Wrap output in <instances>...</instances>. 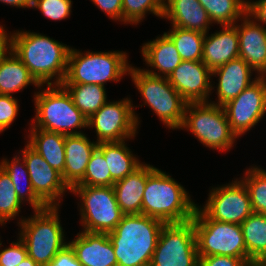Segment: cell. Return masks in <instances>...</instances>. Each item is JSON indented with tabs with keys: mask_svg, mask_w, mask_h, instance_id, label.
Segmentation results:
<instances>
[{
	"mask_svg": "<svg viewBox=\"0 0 266 266\" xmlns=\"http://www.w3.org/2000/svg\"><path fill=\"white\" fill-rule=\"evenodd\" d=\"M4 28L0 25V31L7 38L10 49L29 69L37 82L40 85H61L66 76L71 47L30 31H14L8 35Z\"/></svg>",
	"mask_w": 266,
	"mask_h": 266,
	"instance_id": "1",
	"label": "cell"
},
{
	"mask_svg": "<svg viewBox=\"0 0 266 266\" xmlns=\"http://www.w3.org/2000/svg\"><path fill=\"white\" fill-rule=\"evenodd\" d=\"M185 188L166 172L147 164L142 214L165 224L192 220L197 204Z\"/></svg>",
	"mask_w": 266,
	"mask_h": 266,
	"instance_id": "2",
	"label": "cell"
},
{
	"mask_svg": "<svg viewBox=\"0 0 266 266\" xmlns=\"http://www.w3.org/2000/svg\"><path fill=\"white\" fill-rule=\"evenodd\" d=\"M164 222L144 214L124 215L108 234L117 266H145L153 256Z\"/></svg>",
	"mask_w": 266,
	"mask_h": 266,
	"instance_id": "3",
	"label": "cell"
},
{
	"mask_svg": "<svg viewBox=\"0 0 266 266\" xmlns=\"http://www.w3.org/2000/svg\"><path fill=\"white\" fill-rule=\"evenodd\" d=\"M34 96L36 115L30 124L32 128L63 135L82 134L76 129L87 128L88 119L75 106L62 85H47L46 89L35 92Z\"/></svg>",
	"mask_w": 266,
	"mask_h": 266,
	"instance_id": "4",
	"label": "cell"
},
{
	"mask_svg": "<svg viewBox=\"0 0 266 266\" xmlns=\"http://www.w3.org/2000/svg\"><path fill=\"white\" fill-rule=\"evenodd\" d=\"M58 206L35 210L30 218L19 220V238L27 248L28 256L39 266H45L68 243L59 220Z\"/></svg>",
	"mask_w": 266,
	"mask_h": 266,
	"instance_id": "5",
	"label": "cell"
},
{
	"mask_svg": "<svg viewBox=\"0 0 266 266\" xmlns=\"http://www.w3.org/2000/svg\"><path fill=\"white\" fill-rule=\"evenodd\" d=\"M123 51L90 52L70 48L67 72L61 84H98L119 82L129 73L130 64Z\"/></svg>",
	"mask_w": 266,
	"mask_h": 266,
	"instance_id": "6",
	"label": "cell"
},
{
	"mask_svg": "<svg viewBox=\"0 0 266 266\" xmlns=\"http://www.w3.org/2000/svg\"><path fill=\"white\" fill-rule=\"evenodd\" d=\"M192 220L199 257L224 255L244 258L251 266H256L247 254L241 225L210 219L199 206Z\"/></svg>",
	"mask_w": 266,
	"mask_h": 266,
	"instance_id": "7",
	"label": "cell"
},
{
	"mask_svg": "<svg viewBox=\"0 0 266 266\" xmlns=\"http://www.w3.org/2000/svg\"><path fill=\"white\" fill-rule=\"evenodd\" d=\"M135 87L147 105L169 129H181L187 102L166 77L153 76L130 66L129 73Z\"/></svg>",
	"mask_w": 266,
	"mask_h": 266,
	"instance_id": "8",
	"label": "cell"
},
{
	"mask_svg": "<svg viewBox=\"0 0 266 266\" xmlns=\"http://www.w3.org/2000/svg\"><path fill=\"white\" fill-rule=\"evenodd\" d=\"M187 129L206 147L228 151L237 135L231 130L223 106L208 102L187 103L181 129Z\"/></svg>",
	"mask_w": 266,
	"mask_h": 266,
	"instance_id": "9",
	"label": "cell"
},
{
	"mask_svg": "<svg viewBox=\"0 0 266 266\" xmlns=\"http://www.w3.org/2000/svg\"><path fill=\"white\" fill-rule=\"evenodd\" d=\"M70 192L80 197L83 231L110 233L125 215L117 203L113 186H74Z\"/></svg>",
	"mask_w": 266,
	"mask_h": 266,
	"instance_id": "10",
	"label": "cell"
},
{
	"mask_svg": "<svg viewBox=\"0 0 266 266\" xmlns=\"http://www.w3.org/2000/svg\"><path fill=\"white\" fill-rule=\"evenodd\" d=\"M151 261L160 266H199L193 220L165 224Z\"/></svg>",
	"mask_w": 266,
	"mask_h": 266,
	"instance_id": "11",
	"label": "cell"
},
{
	"mask_svg": "<svg viewBox=\"0 0 266 266\" xmlns=\"http://www.w3.org/2000/svg\"><path fill=\"white\" fill-rule=\"evenodd\" d=\"M131 101L128 97L116 102L107 101L88 119L87 127L95 128L97 143L127 141L135 137L139 117Z\"/></svg>",
	"mask_w": 266,
	"mask_h": 266,
	"instance_id": "12",
	"label": "cell"
},
{
	"mask_svg": "<svg viewBox=\"0 0 266 266\" xmlns=\"http://www.w3.org/2000/svg\"><path fill=\"white\" fill-rule=\"evenodd\" d=\"M208 196L200 209L210 219L240 225L253 213L248 190L241 179L212 188Z\"/></svg>",
	"mask_w": 266,
	"mask_h": 266,
	"instance_id": "13",
	"label": "cell"
},
{
	"mask_svg": "<svg viewBox=\"0 0 266 266\" xmlns=\"http://www.w3.org/2000/svg\"><path fill=\"white\" fill-rule=\"evenodd\" d=\"M256 79L236 98L223 105L231 130L241 137L266 114V77Z\"/></svg>",
	"mask_w": 266,
	"mask_h": 266,
	"instance_id": "14",
	"label": "cell"
},
{
	"mask_svg": "<svg viewBox=\"0 0 266 266\" xmlns=\"http://www.w3.org/2000/svg\"><path fill=\"white\" fill-rule=\"evenodd\" d=\"M36 195L47 206H58L64 192L70 189L59 172L54 170L28 143L21 150Z\"/></svg>",
	"mask_w": 266,
	"mask_h": 266,
	"instance_id": "15",
	"label": "cell"
},
{
	"mask_svg": "<svg viewBox=\"0 0 266 266\" xmlns=\"http://www.w3.org/2000/svg\"><path fill=\"white\" fill-rule=\"evenodd\" d=\"M212 71L200 61L182 62L167 78L187 103L208 102L211 90Z\"/></svg>",
	"mask_w": 266,
	"mask_h": 266,
	"instance_id": "16",
	"label": "cell"
},
{
	"mask_svg": "<svg viewBox=\"0 0 266 266\" xmlns=\"http://www.w3.org/2000/svg\"><path fill=\"white\" fill-rule=\"evenodd\" d=\"M240 21L242 24H237L239 57L255 72L257 71V76H265L266 28L257 23L248 13H246Z\"/></svg>",
	"mask_w": 266,
	"mask_h": 266,
	"instance_id": "17",
	"label": "cell"
},
{
	"mask_svg": "<svg viewBox=\"0 0 266 266\" xmlns=\"http://www.w3.org/2000/svg\"><path fill=\"white\" fill-rule=\"evenodd\" d=\"M76 236L68 244L83 266H117L113 245L107 233L81 231Z\"/></svg>",
	"mask_w": 266,
	"mask_h": 266,
	"instance_id": "18",
	"label": "cell"
},
{
	"mask_svg": "<svg viewBox=\"0 0 266 266\" xmlns=\"http://www.w3.org/2000/svg\"><path fill=\"white\" fill-rule=\"evenodd\" d=\"M253 69L240 57L235 58L221 67L212 71L213 77L218 78L217 102L210 103L223 106L228 101L236 98L244 89H246L256 78L251 79Z\"/></svg>",
	"mask_w": 266,
	"mask_h": 266,
	"instance_id": "19",
	"label": "cell"
},
{
	"mask_svg": "<svg viewBox=\"0 0 266 266\" xmlns=\"http://www.w3.org/2000/svg\"><path fill=\"white\" fill-rule=\"evenodd\" d=\"M221 27V31L210 36L206 33L203 41L202 62L211 71L239 57L237 24Z\"/></svg>",
	"mask_w": 266,
	"mask_h": 266,
	"instance_id": "20",
	"label": "cell"
},
{
	"mask_svg": "<svg viewBox=\"0 0 266 266\" xmlns=\"http://www.w3.org/2000/svg\"><path fill=\"white\" fill-rule=\"evenodd\" d=\"M84 134L65 135V167L61 175L71 190L84 177L87 164L98 143L91 142Z\"/></svg>",
	"mask_w": 266,
	"mask_h": 266,
	"instance_id": "21",
	"label": "cell"
},
{
	"mask_svg": "<svg viewBox=\"0 0 266 266\" xmlns=\"http://www.w3.org/2000/svg\"><path fill=\"white\" fill-rule=\"evenodd\" d=\"M172 26L199 31L204 34L210 29L212 21L199 0H167L163 17Z\"/></svg>",
	"mask_w": 266,
	"mask_h": 266,
	"instance_id": "22",
	"label": "cell"
},
{
	"mask_svg": "<svg viewBox=\"0 0 266 266\" xmlns=\"http://www.w3.org/2000/svg\"><path fill=\"white\" fill-rule=\"evenodd\" d=\"M141 53L146 64L158 72L147 69L142 70L153 76L168 78L182 62L174 43L165 33L153 41L150 40V42L144 43Z\"/></svg>",
	"mask_w": 266,
	"mask_h": 266,
	"instance_id": "23",
	"label": "cell"
},
{
	"mask_svg": "<svg viewBox=\"0 0 266 266\" xmlns=\"http://www.w3.org/2000/svg\"><path fill=\"white\" fill-rule=\"evenodd\" d=\"M147 181V164L113 184L120 209L125 215L142 214V199Z\"/></svg>",
	"mask_w": 266,
	"mask_h": 266,
	"instance_id": "24",
	"label": "cell"
},
{
	"mask_svg": "<svg viewBox=\"0 0 266 266\" xmlns=\"http://www.w3.org/2000/svg\"><path fill=\"white\" fill-rule=\"evenodd\" d=\"M27 143L61 175L65 167V135L43 129L30 128Z\"/></svg>",
	"mask_w": 266,
	"mask_h": 266,
	"instance_id": "25",
	"label": "cell"
},
{
	"mask_svg": "<svg viewBox=\"0 0 266 266\" xmlns=\"http://www.w3.org/2000/svg\"><path fill=\"white\" fill-rule=\"evenodd\" d=\"M31 84L40 90L43 87L10 49L0 61V94L12 95Z\"/></svg>",
	"mask_w": 266,
	"mask_h": 266,
	"instance_id": "26",
	"label": "cell"
},
{
	"mask_svg": "<svg viewBox=\"0 0 266 266\" xmlns=\"http://www.w3.org/2000/svg\"><path fill=\"white\" fill-rule=\"evenodd\" d=\"M97 148L103 153L111 173V186L128 174L133 173L142 163L133 155L125 140L120 142H101Z\"/></svg>",
	"mask_w": 266,
	"mask_h": 266,
	"instance_id": "27",
	"label": "cell"
},
{
	"mask_svg": "<svg viewBox=\"0 0 266 266\" xmlns=\"http://www.w3.org/2000/svg\"><path fill=\"white\" fill-rule=\"evenodd\" d=\"M0 166L10 176L11 181L14 184L16 194L23 204L25 201L29 202L34 211L43 210L48 207L34 192L26 163L20 155L14 156L11 162L7 159L2 160V162H0ZM23 179L25 181H23L24 184L26 183V189L20 183V180Z\"/></svg>",
	"mask_w": 266,
	"mask_h": 266,
	"instance_id": "28",
	"label": "cell"
},
{
	"mask_svg": "<svg viewBox=\"0 0 266 266\" xmlns=\"http://www.w3.org/2000/svg\"><path fill=\"white\" fill-rule=\"evenodd\" d=\"M246 251L256 263L266 258V215L253 212L241 224Z\"/></svg>",
	"mask_w": 266,
	"mask_h": 266,
	"instance_id": "29",
	"label": "cell"
},
{
	"mask_svg": "<svg viewBox=\"0 0 266 266\" xmlns=\"http://www.w3.org/2000/svg\"><path fill=\"white\" fill-rule=\"evenodd\" d=\"M70 94L75 106L89 119L108 100L105 86L98 84H61Z\"/></svg>",
	"mask_w": 266,
	"mask_h": 266,
	"instance_id": "30",
	"label": "cell"
},
{
	"mask_svg": "<svg viewBox=\"0 0 266 266\" xmlns=\"http://www.w3.org/2000/svg\"><path fill=\"white\" fill-rule=\"evenodd\" d=\"M212 23L234 25L247 13L246 0H199ZM237 20V21H236Z\"/></svg>",
	"mask_w": 266,
	"mask_h": 266,
	"instance_id": "31",
	"label": "cell"
},
{
	"mask_svg": "<svg viewBox=\"0 0 266 266\" xmlns=\"http://www.w3.org/2000/svg\"><path fill=\"white\" fill-rule=\"evenodd\" d=\"M172 27L170 31L164 33L174 43L181 59L186 61L202 60L205 34L199 31Z\"/></svg>",
	"mask_w": 266,
	"mask_h": 266,
	"instance_id": "32",
	"label": "cell"
},
{
	"mask_svg": "<svg viewBox=\"0 0 266 266\" xmlns=\"http://www.w3.org/2000/svg\"><path fill=\"white\" fill-rule=\"evenodd\" d=\"M242 181L248 190L252 211L266 215V171L258 166L246 170Z\"/></svg>",
	"mask_w": 266,
	"mask_h": 266,
	"instance_id": "33",
	"label": "cell"
},
{
	"mask_svg": "<svg viewBox=\"0 0 266 266\" xmlns=\"http://www.w3.org/2000/svg\"><path fill=\"white\" fill-rule=\"evenodd\" d=\"M23 203L18 198L10 176L0 166V224L16 218Z\"/></svg>",
	"mask_w": 266,
	"mask_h": 266,
	"instance_id": "34",
	"label": "cell"
},
{
	"mask_svg": "<svg viewBox=\"0 0 266 266\" xmlns=\"http://www.w3.org/2000/svg\"><path fill=\"white\" fill-rule=\"evenodd\" d=\"M152 13L162 18L164 5L159 0H123L122 1V22L123 24L138 25L146 16Z\"/></svg>",
	"mask_w": 266,
	"mask_h": 266,
	"instance_id": "35",
	"label": "cell"
},
{
	"mask_svg": "<svg viewBox=\"0 0 266 266\" xmlns=\"http://www.w3.org/2000/svg\"><path fill=\"white\" fill-rule=\"evenodd\" d=\"M76 186H111V173L103 153L96 148L87 164L83 179Z\"/></svg>",
	"mask_w": 266,
	"mask_h": 266,
	"instance_id": "36",
	"label": "cell"
},
{
	"mask_svg": "<svg viewBox=\"0 0 266 266\" xmlns=\"http://www.w3.org/2000/svg\"><path fill=\"white\" fill-rule=\"evenodd\" d=\"M71 0H32V8H36L47 18L57 21L68 18L72 8Z\"/></svg>",
	"mask_w": 266,
	"mask_h": 266,
	"instance_id": "37",
	"label": "cell"
},
{
	"mask_svg": "<svg viewBox=\"0 0 266 266\" xmlns=\"http://www.w3.org/2000/svg\"><path fill=\"white\" fill-rule=\"evenodd\" d=\"M9 247L0 250V266H18L28 256L24 242L19 238ZM2 242L0 240V247Z\"/></svg>",
	"mask_w": 266,
	"mask_h": 266,
	"instance_id": "38",
	"label": "cell"
},
{
	"mask_svg": "<svg viewBox=\"0 0 266 266\" xmlns=\"http://www.w3.org/2000/svg\"><path fill=\"white\" fill-rule=\"evenodd\" d=\"M19 111V104L13 95L0 94V133L14 122Z\"/></svg>",
	"mask_w": 266,
	"mask_h": 266,
	"instance_id": "39",
	"label": "cell"
},
{
	"mask_svg": "<svg viewBox=\"0 0 266 266\" xmlns=\"http://www.w3.org/2000/svg\"><path fill=\"white\" fill-rule=\"evenodd\" d=\"M199 266H251L244 258L224 255L199 257Z\"/></svg>",
	"mask_w": 266,
	"mask_h": 266,
	"instance_id": "40",
	"label": "cell"
},
{
	"mask_svg": "<svg viewBox=\"0 0 266 266\" xmlns=\"http://www.w3.org/2000/svg\"><path fill=\"white\" fill-rule=\"evenodd\" d=\"M45 266H83L76 258L72 247L65 245L52 259L50 263Z\"/></svg>",
	"mask_w": 266,
	"mask_h": 266,
	"instance_id": "41",
	"label": "cell"
},
{
	"mask_svg": "<svg viewBox=\"0 0 266 266\" xmlns=\"http://www.w3.org/2000/svg\"><path fill=\"white\" fill-rule=\"evenodd\" d=\"M110 19L122 22V1L123 0H91Z\"/></svg>",
	"mask_w": 266,
	"mask_h": 266,
	"instance_id": "42",
	"label": "cell"
},
{
	"mask_svg": "<svg viewBox=\"0 0 266 266\" xmlns=\"http://www.w3.org/2000/svg\"><path fill=\"white\" fill-rule=\"evenodd\" d=\"M247 13L266 28V0H248Z\"/></svg>",
	"mask_w": 266,
	"mask_h": 266,
	"instance_id": "43",
	"label": "cell"
},
{
	"mask_svg": "<svg viewBox=\"0 0 266 266\" xmlns=\"http://www.w3.org/2000/svg\"><path fill=\"white\" fill-rule=\"evenodd\" d=\"M0 2L16 8H32V0H0Z\"/></svg>",
	"mask_w": 266,
	"mask_h": 266,
	"instance_id": "44",
	"label": "cell"
},
{
	"mask_svg": "<svg viewBox=\"0 0 266 266\" xmlns=\"http://www.w3.org/2000/svg\"><path fill=\"white\" fill-rule=\"evenodd\" d=\"M10 50V46L8 43L7 38L4 36V34L0 31V61L2 57L8 53Z\"/></svg>",
	"mask_w": 266,
	"mask_h": 266,
	"instance_id": "45",
	"label": "cell"
},
{
	"mask_svg": "<svg viewBox=\"0 0 266 266\" xmlns=\"http://www.w3.org/2000/svg\"><path fill=\"white\" fill-rule=\"evenodd\" d=\"M18 266H39L34 262L29 256H27L24 261H22Z\"/></svg>",
	"mask_w": 266,
	"mask_h": 266,
	"instance_id": "46",
	"label": "cell"
},
{
	"mask_svg": "<svg viewBox=\"0 0 266 266\" xmlns=\"http://www.w3.org/2000/svg\"><path fill=\"white\" fill-rule=\"evenodd\" d=\"M145 266H160V265H158V264H156L150 260Z\"/></svg>",
	"mask_w": 266,
	"mask_h": 266,
	"instance_id": "47",
	"label": "cell"
},
{
	"mask_svg": "<svg viewBox=\"0 0 266 266\" xmlns=\"http://www.w3.org/2000/svg\"><path fill=\"white\" fill-rule=\"evenodd\" d=\"M256 266H266V258L262 262L256 264Z\"/></svg>",
	"mask_w": 266,
	"mask_h": 266,
	"instance_id": "48",
	"label": "cell"
},
{
	"mask_svg": "<svg viewBox=\"0 0 266 266\" xmlns=\"http://www.w3.org/2000/svg\"><path fill=\"white\" fill-rule=\"evenodd\" d=\"M163 5L166 4L167 0H159Z\"/></svg>",
	"mask_w": 266,
	"mask_h": 266,
	"instance_id": "49",
	"label": "cell"
}]
</instances>
